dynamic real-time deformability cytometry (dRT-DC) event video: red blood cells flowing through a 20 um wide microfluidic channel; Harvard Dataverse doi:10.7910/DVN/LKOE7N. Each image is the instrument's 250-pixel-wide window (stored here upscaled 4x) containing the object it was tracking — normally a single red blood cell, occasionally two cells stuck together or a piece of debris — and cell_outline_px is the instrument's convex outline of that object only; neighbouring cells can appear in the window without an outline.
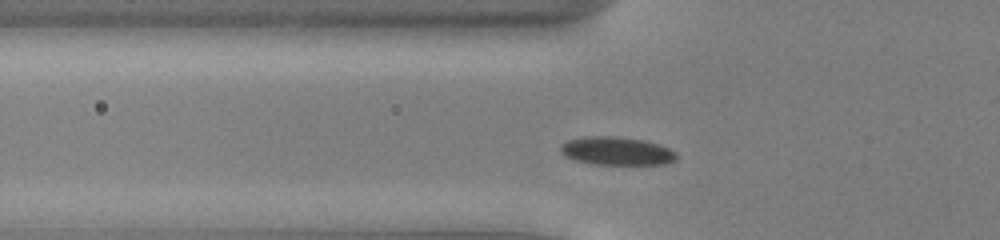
{"species": "common noctule bat (a hibernating species)", "species_latin": "Nyctalus noctula", "temperature_condition": "cold", "stored_images_in_passage": 43, "camera_frame_rate_fps": 3000, "um_per_image_px": 0.085, "animal": {"sex": "male", "body_mass_g": 13.0, "forearm_length_mm": 53.1}, "frame": {"image": 1, "passage_image": 8, "time_ms": 2.333, "image_size_px": [1000, 240], "cell_outline_px": [[676, 160], [668, 164], [592, 164], [576, 160], [564, 156], [560, 152], [560, 144], [568, 140], [588, 136], [612, 136], [640, 140], [656, 144], [668, 148], [676, 152]], "centroid_in_image_um": [52.38, 12.84], "position_along_channel_um": 73.4, "area_um2": 18.9}}
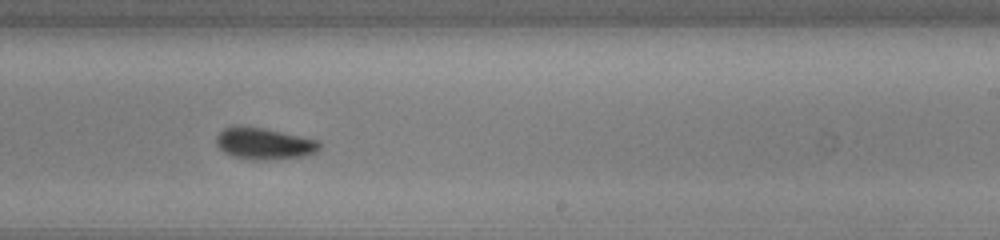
{"frame": {"image": 2, "passage_image": 23, "time_ms": 7.333, "image_size_px": [1000, 240], "cell_outline_px": [[320, 148], [316, 152], [304, 156], [268, 160], [252, 160], [232, 156], [224, 152], [216, 144], [216, 136], [224, 128], [236, 124], [240, 124], [264, 128], [316, 140], [320, 144]], "centroid_in_image_um": [22.39, 12.19], "position_along_channel_um": 266.6, "area_um2": 19.13}}
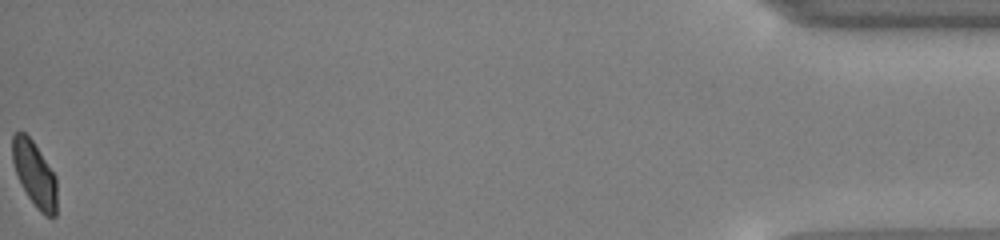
{"frame": {"image": 3, "passage_image": 43, "time_ms": 14.0, "image_size_px": [1000, 240], "cell_outline_px": [[56, 216], [44, 216], [36, 208], [28, 196], [16, 172], [12, 160], [12, 132], [20, 128], [32, 140], [56, 176]], "centroid_in_image_um": [2.92, 14.75], "position_along_channel_um": 432.3, "area_um2": 16.88}, "authors_computed_cell_mechanics": {"area_um2": 18.9006, "velocity_mm_per_s": 3.8783, "shape_relaxation_time_tau1_ms": 2.6898, "shape_relaxation_time_tau2_ms": 2.4532, "deformation_change_tau1": 0.0891, "deformation_change_tau2": 0.0517}}